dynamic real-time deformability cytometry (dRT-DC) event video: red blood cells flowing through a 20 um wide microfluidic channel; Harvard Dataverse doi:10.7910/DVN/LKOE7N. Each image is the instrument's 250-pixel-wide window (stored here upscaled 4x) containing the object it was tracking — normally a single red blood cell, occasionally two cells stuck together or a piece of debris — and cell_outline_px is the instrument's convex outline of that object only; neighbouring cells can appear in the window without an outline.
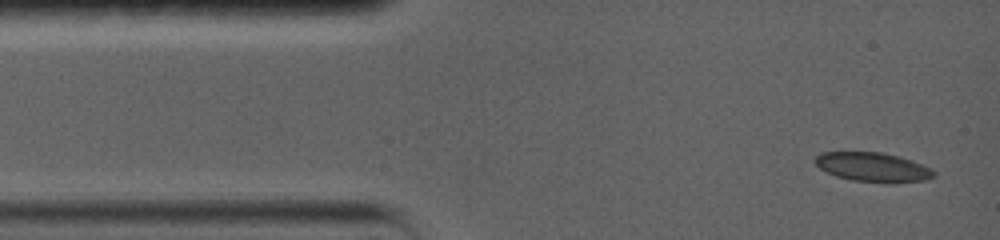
{"species": "common noctule bat (a hibernating species)", "species_latin": "Nyctalus noctula", "temperature_condition": "warm", "stored_images_in_passage": 44, "camera_frame_rate_fps": 5000, "um_per_image_px": 0.085, "animal": {"sex": "female", "body_mass_g": 19.0, "forearm_length_mm": 56.7}, "frame": {"image": 1, "passage_image": 1, "time_ms": 0.0, "image_size_px": [1000, 240], "cell_outline_px": [[936, 172], [932, 176], [924, 180], [852, 180], [836, 176], [820, 168], [816, 164], [816, 156], [820, 152], [880, 152], [900, 156], [932, 168]], "centroid_in_image_um": [74.15, 14.15], "position_along_channel_um": 10.9, "area_um2": 19.25}}
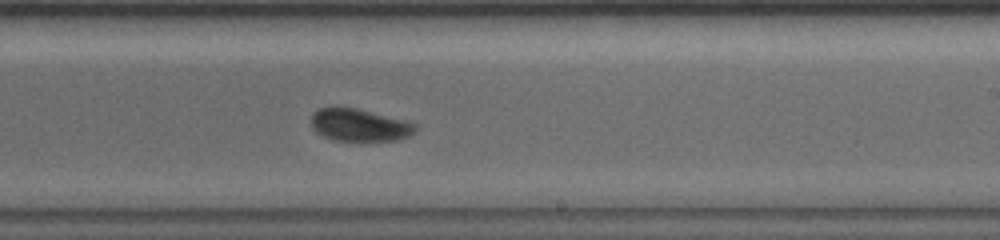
{"frame": {"image": 2, "passage_image": 19, "time_ms": 8.4, "image_size_px": [1000, 240], "cell_outline_px": [[416, 128], [408, 136], [396, 140], [360, 144], [332, 140], [316, 132], [312, 128], [312, 112], [320, 108], [332, 104], [336, 104], [356, 108], [404, 120], [416, 124]], "centroid_in_image_um": [30.48, 10.65], "position_along_channel_um": 258.5, "area_um2": 20.75}}
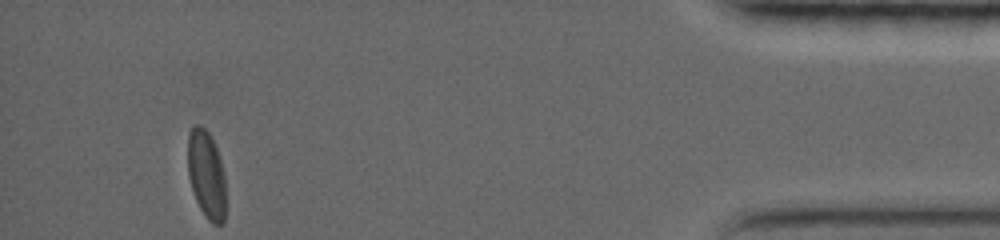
{"frame": {"image": 3, "passage_image": 44, "time_ms": 14.8, "image_size_px": [1000, 240], "cell_outline_px": [[224, 224], [212, 224], [208, 220], [200, 208], [192, 192], [188, 176], [188, 132], [192, 124], [200, 124], [208, 132], [220, 156], [224, 172]], "centroid_in_image_um": [17.52, 14.8], "position_along_channel_um": 417.7, "area_um2": 19.59}, "authors_computed_cell_mechanics": {"area_um2": 20.6057, "velocity_mm_per_s": 3.7058, "shape_relaxation_time_tau1_ms": 8.3698, "shape_relaxation_time_tau2_ms": null, "deformation_change_tau1": 0.1469, "deformation_change_tau2": null}}